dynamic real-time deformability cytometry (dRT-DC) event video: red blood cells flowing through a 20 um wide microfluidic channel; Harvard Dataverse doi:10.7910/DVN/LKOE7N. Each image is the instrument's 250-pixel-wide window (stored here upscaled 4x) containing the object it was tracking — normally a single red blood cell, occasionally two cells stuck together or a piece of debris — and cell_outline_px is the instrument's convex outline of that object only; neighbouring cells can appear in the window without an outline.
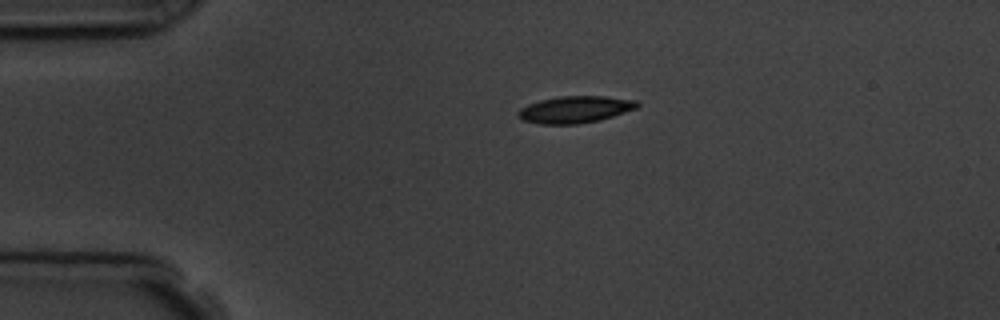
{"species": "common noctule bat (a hibernating species)", "species_latin": "Nyctalus noctula", "temperature_condition": "room temperature", "stored_images_in_passage": 2, "camera_frame_rate_fps": 3000, "um_per_image_px": 0.085, "animal": {"sex": "male", "body_mass_g": 19.5, "forearm_length_mm": 54.6}, "frame": {"image": 1, "passage_image": 1, "time_ms": 0.0, "image_size_px": [1000, 320], "cell_outline_px": [[640, 104], [636, 108], [600, 120], [580, 124], [540, 124], [524, 120], [516, 116], [520, 108], [528, 104], [540, 100], [560, 96], [604, 96], [636, 100]], "centroid_in_image_um": [48.86, 9.3], "position_along_channel_um": 36.1, "area_um2": 18.61}}